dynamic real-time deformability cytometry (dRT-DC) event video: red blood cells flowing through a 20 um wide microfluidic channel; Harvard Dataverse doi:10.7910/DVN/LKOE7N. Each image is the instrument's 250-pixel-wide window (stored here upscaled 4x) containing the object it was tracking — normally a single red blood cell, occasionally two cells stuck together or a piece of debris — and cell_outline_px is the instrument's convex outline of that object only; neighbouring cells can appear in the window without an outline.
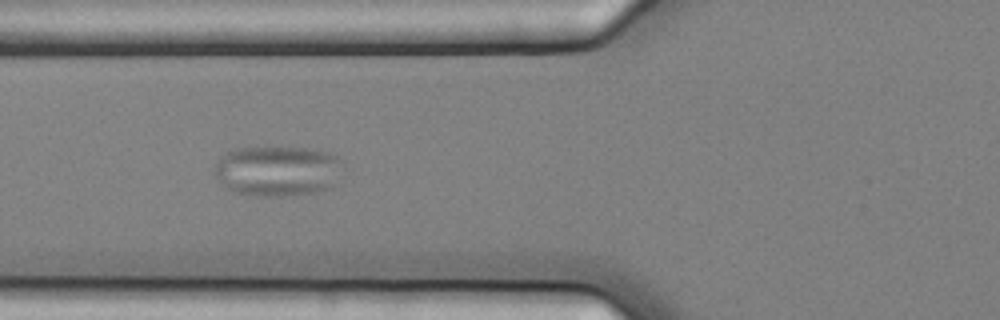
{"species": "common noctule bat (a hibernating species)", "species_latin": "Nyctalus noctula", "temperature_condition": "cold", "stored_images_in_passage": 6, "camera_frame_rate_fps": 3000, "um_per_image_px": 0.085, "animal": {"sex": "female", "body_mass_g": 25.1}, "frame": {"image": 1, "passage_image": 5, "time_ms": 1.333, "image_size_px": [1000, 320], "cell_outline_px": [[344, 160], [332, 188], [312, 192], [280, 196], [260, 196], [236, 192], [228, 188], [216, 176], [216, 164], [224, 152], [232, 148], [304, 148], [328, 152]], "centroid_in_image_um": [23.61, 14.51], "position_along_channel_um": 102.2, "area_um2": 37.28}}
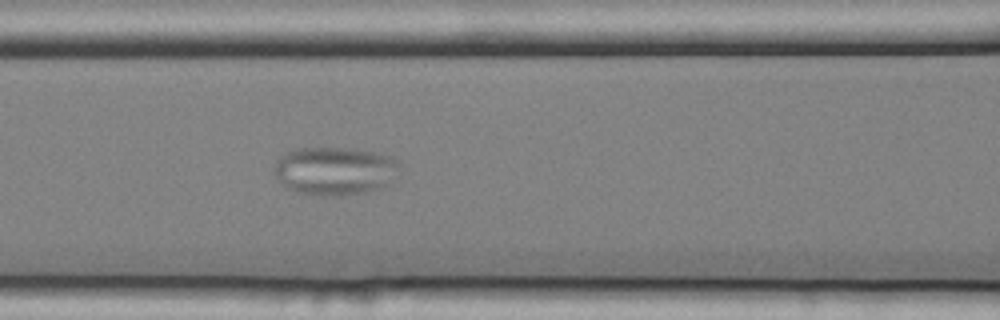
{"frame": {"image": 2, "passage_image": 6, "time_ms": 1.667, "image_size_px": [1000, 320], "cell_outline_px": [[400, 164], [384, 188], [364, 192], [332, 196], [320, 196], [296, 192], [288, 188], [276, 176], [276, 160], [280, 156], [296, 148], [348, 148], [372, 152], [388, 156], [396, 160]], "centroid_in_image_um": [28.43, 14.53], "position_along_channel_um": 138.2, "area_um2": 34.68}}